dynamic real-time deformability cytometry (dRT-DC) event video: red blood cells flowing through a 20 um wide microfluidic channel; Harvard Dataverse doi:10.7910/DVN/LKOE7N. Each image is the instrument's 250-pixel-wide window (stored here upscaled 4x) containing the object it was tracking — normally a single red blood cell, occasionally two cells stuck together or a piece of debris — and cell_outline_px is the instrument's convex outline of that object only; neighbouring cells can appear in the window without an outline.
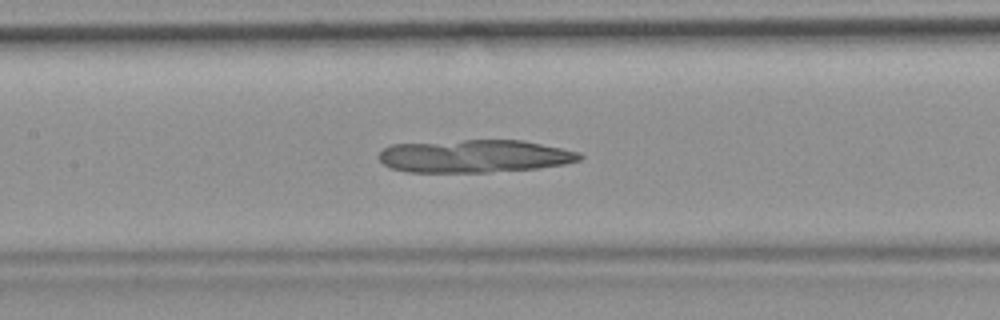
{"species": "common noctule bat (a hibernating species)", "species_latin": "Nyctalus noctula", "temperature_condition": "room temperature", "stored_images_in_passage": 49, "camera_frame_rate_fps": 3000, "um_per_image_px": 0.085, "animal": {"sex": "female", "body_mass_g": 19.9}, "frame": {"image": 1, "passage_image": 21, "time_ms": 6.667, "image_size_px": [1000, 320], "cell_outline_px": [[584, 156], [580, 160], [564, 164], [536, 168], [488, 172], [408, 172], [392, 168], [384, 164], [376, 156], [388, 144], [464, 140], [524, 140], [580, 152]], "centroid_in_image_um": [40.31, 13.26], "position_along_channel_um": 167.1, "area_um2": 38.55}}
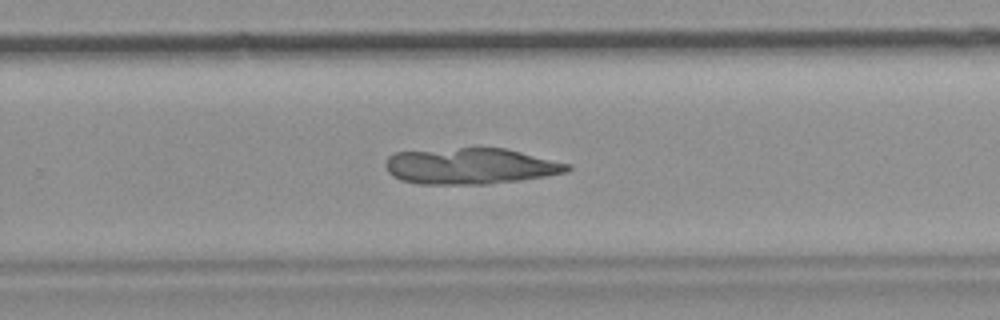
{"frame": {"image": 2, "passage_image": 31, "time_ms": 10.0, "image_size_px": [1000, 320], "cell_outline_px": [[572, 168], [568, 172], [548, 176], [520, 180], [488, 184], [416, 184], [400, 180], [392, 176], [388, 172], [384, 164], [388, 156], [396, 152], [460, 148], [504, 148], [572, 164]], "centroid_in_image_um": [40.0, 14.13], "position_along_channel_um": 289.8, "area_um2": 38.49}}